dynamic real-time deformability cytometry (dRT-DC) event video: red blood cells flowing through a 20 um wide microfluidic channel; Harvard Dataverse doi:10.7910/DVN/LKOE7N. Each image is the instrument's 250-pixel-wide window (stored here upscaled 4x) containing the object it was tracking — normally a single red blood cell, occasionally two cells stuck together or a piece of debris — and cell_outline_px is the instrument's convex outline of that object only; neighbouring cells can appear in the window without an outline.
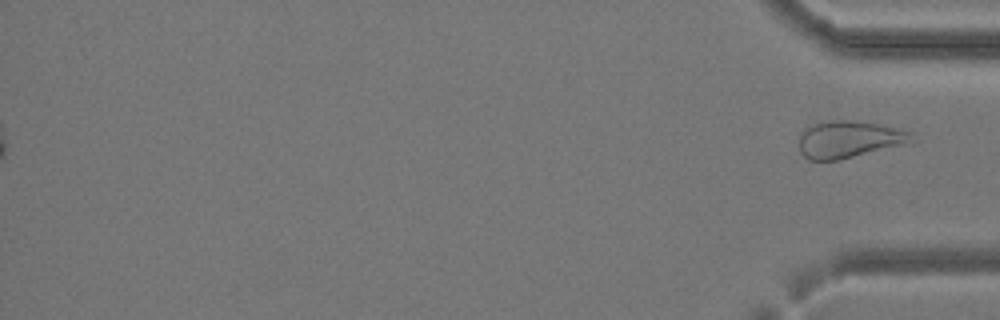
{"species": "common noctule bat (a hibernating species)", "species_latin": "Nyctalus noctula", "temperature_condition": "cold", "stored_images_in_passage": 39, "segment_of_instrument_passage": [2, 2], "camera_frame_rate_fps": 3000, "um_per_image_px": 0.085, "animal": {"sex": "female", "body_mass_g": 24.6, "forearm_length_mm": 56.2}, "frame": {"image": 1, "passage_image": 39, "time_ms": 12.667, "image_size_px": [1000, 320], "cell_outline_px": [[908, 132], [904, 140], [900, 144], [836, 160], [808, 160], [800, 152], [800, 132], [812, 124], [832, 120], [848, 120], [880, 124]], "centroid_in_image_um": [71.95, 11.83], "position_along_channel_um": 363.2, "area_um2": 23.0}}